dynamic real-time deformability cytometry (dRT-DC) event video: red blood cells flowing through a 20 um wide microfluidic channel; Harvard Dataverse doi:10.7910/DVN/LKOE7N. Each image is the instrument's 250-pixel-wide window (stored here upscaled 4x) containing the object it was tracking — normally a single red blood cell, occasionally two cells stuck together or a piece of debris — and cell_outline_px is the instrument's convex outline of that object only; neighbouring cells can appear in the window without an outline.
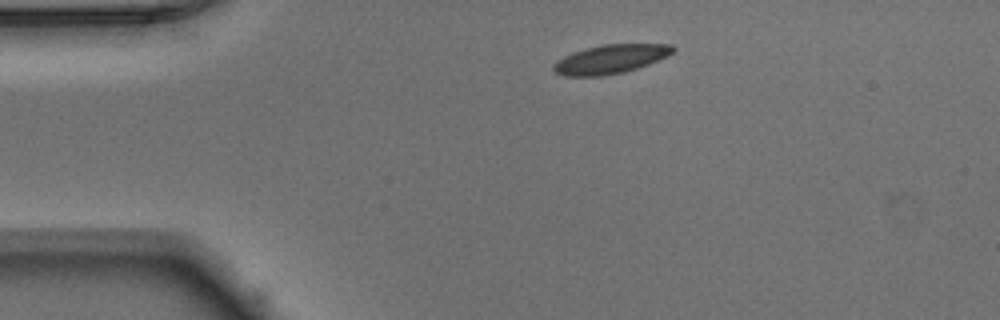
{"species": "Egyptian fruit bat (a non-hibernating species)", "species_latin": "Rousettus aegyptiacus", "temperature_condition": "warm", "stored_images_in_passage": 42, "camera_frame_rate_fps": 3000, "um_per_image_px": 0.085, "animal": {"sex": "male"}, "frame": {"image": 1, "passage_image": 1, "time_ms": 0.0, "image_size_px": [1000, 320], "cell_outline_px": [[676, 48], [668, 56], [648, 64], [624, 72], [600, 76], [564, 76], [556, 72], [552, 68], [552, 64], [556, 60], [572, 52], [584, 48], [604, 44], [672, 44]], "centroid_in_image_um": [51.86, 5.02], "position_along_channel_um": 33.1, "area_um2": 20.17}}
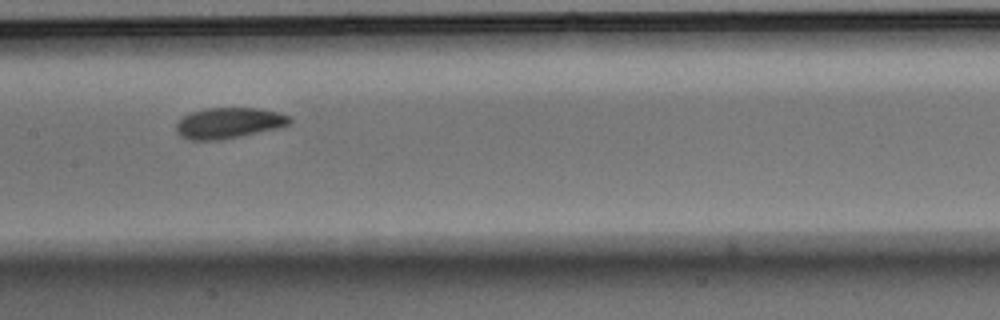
{"frame": {"image": 2, "passage_image": 16, "time_ms": 5.0, "image_size_px": [1000, 320], "cell_outline_px": [[292, 120], [288, 124], [276, 128], [240, 136], [220, 140], [188, 140], [180, 136], [176, 132], [176, 124], [184, 116], [192, 112], [204, 108], [260, 108], [276, 112], [288, 116]], "centroid_in_image_um": [19.39, 10.46], "position_along_channel_um": 188.0, "area_um2": 20.17}}
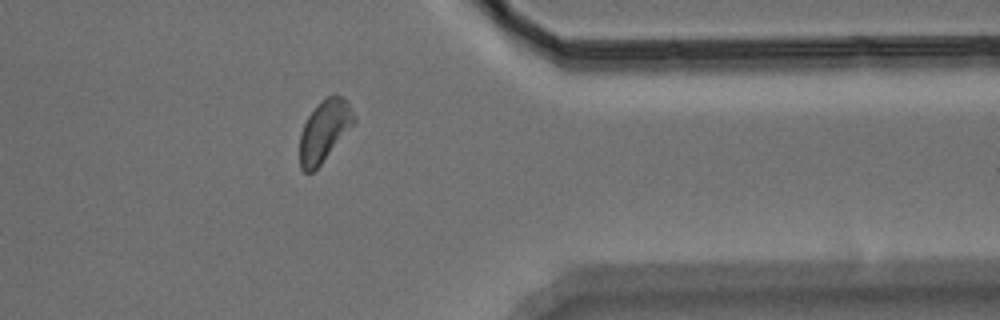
{"frame": {"image": 3, "passage_image": 32, "time_ms": 10.333, "image_size_px": [1000, 320], "cell_outline_px": [[356, 120], [320, 164], [312, 172], [304, 172], [300, 168], [300, 132], [308, 116], [316, 104], [320, 100], [328, 96], [340, 96], [348, 100], [356, 116]], "centroid_in_image_um": [27.56, 11.08], "position_along_channel_um": 383.8, "area_um2": 19.13}, "authors_computed_cell_mechanics": {"area_um2": 19.7676, "velocity_mm_per_s": 3.9143, "shape_relaxation_time_tau1_ms": 2.52, "shape_relaxation_time_tau2_ms": null, "deformation_change_tau1": 0.0863, "deformation_change_tau2": null}}